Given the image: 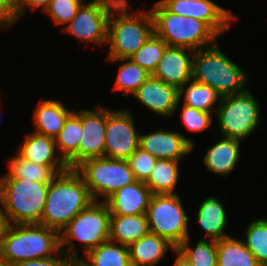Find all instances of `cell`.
I'll list each match as a JSON object with an SVG mask.
<instances>
[{"instance_id": "cell-1", "label": "cell", "mask_w": 267, "mask_h": 266, "mask_svg": "<svg viewBox=\"0 0 267 266\" xmlns=\"http://www.w3.org/2000/svg\"><path fill=\"white\" fill-rule=\"evenodd\" d=\"M93 198L74 168L56 174L49 183L40 225L61 232Z\"/></svg>"}, {"instance_id": "cell-2", "label": "cell", "mask_w": 267, "mask_h": 266, "mask_svg": "<svg viewBox=\"0 0 267 266\" xmlns=\"http://www.w3.org/2000/svg\"><path fill=\"white\" fill-rule=\"evenodd\" d=\"M60 251V233L40 224H8L0 240V259L11 265Z\"/></svg>"}, {"instance_id": "cell-3", "label": "cell", "mask_w": 267, "mask_h": 266, "mask_svg": "<svg viewBox=\"0 0 267 266\" xmlns=\"http://www.w3.org/2000/svg\"><path fill=\"white\" fill-rule=\"evenodd\" d=\"M192 79L209 85L224 97L246 91L249 78L214 44L194 52Z\"/></svg>"}, {"instance_id": "cell-4", "label": "cell", "mask_w": 267, "mask_h": 266, "mask_svg": "<svg viewBox=\"0 0 267 266\" xmlns=\"http://www.w3.org/2000/svg\"><path fill=\"white\" fill-rule=\"evenodd\" d=\"M154 33L168 46L192 51L212 46L219 37L205 22L170 12L160 1L150 10Z\"/></svg>"}, {"instance_id": "cell-5", "label": "cell", "mask_w": 267, "mask_h": 266, "mask_svg": "<svg viewBox=\"0 0 267 266\" xmlns=\"http://www.w3.org/2000/svg\"><path fill=\"white\" fill-rule=\"evenodd\" d=\"M49 183L0 179V204L8 224H39Z\"/></svg>"}, {"instance_id": "cell-6", "label": "cell", "mask_w": 267, "mask_h": 266, "mask_svg": "<svg viewBox=\"0 0 267 266\" xmlns=\"http://www.w3.org/2000/svg\"><path fill=\"white\" fill-rule=\"evenodd\" d=\"M110 219L111 214L106 203L93 201L60 232L61 250L73 260L80 259L72 239L80 242L85 255L89 250L109 240Z\"/></svg>"}, {"instance_id": "cell-7", "label": "cell", "mask_w": 267, "mask_h": 266, "mask_svg": "<svg viewBox=\"0 0 267 266\" xmlns=\"http://www.w3.org/2000/svg\"><path fill=\"white\" fill-rule=\"evenodd\" d=\"M130 12L110 13L107 32V43L110 47L108 59L130 58L154 33L151 11Z\"/></svg>"}, {"instance_id": "cell-8", "label": "cell", "mask_w": 267, "mask_h": 266, "mask_svg": "<svg viewBox=\"0 0 267 266\" xmlns=\"http://www.w3.org/2000/svg\"><path fill=\"white\" fill-rule=\"evenodd\" d=\"M84 180L94 201H105L120 188L136 181L127 160L89 158L74 168Z\"/></svg>"}, {"instance_id": "cell-9", "label": "cell", "mask_w": 267, "mask_h": 266, "mask_svg": "<svg viewBox=\"0 0 267 266\" xmlns=\"http://www.w3.org/2000/svg\"><path fill=\"white\" fill-rule=\"evenodd\" d=\"M260 103L253 94L246 91L221 97L216 115L222 137L243 140L260 123Z\"/></svg>"}, {"instance_id": "cell-10", "label": "cell", "mask_w": 267, "mask_h": 266, "mask_svg": "<svg viewBox=\"0 0 267 266\" xmlns=\"http://www.w3.org/2000/svg\"><path fill=\"white\" fill-rule=\"evenodd\" d=\"M146 215L150 233L167 239L176 248L189 237L190 219L177 193L152 195Z\"/></svg>"}, {"instance_id": "cell-11", "label": "cell", "mask_w": 267, "mask_h": 266, "mask_svg": "<svg viewBox=\"0 0 267 266\" xmlns=\"http://www.w3.org/2000/svg\"><path fill=\"white\" fill-rule=\"evenodd\" d=\"M129 110L107 109L104 157L127 160L139 147V134Z\"/></svg>"}, {"instance_id": "cell-12", "label": "cell", "mask_w": 267, "mask_h": 266, "mask_svg": "<svg viewBox=\"0 0 267 266\" xmlns=\"http://www.w3.org/2000/svg\"><path fill=\"white\" fill-rule=\"evenodd\" d=\"M170 12L205 22L218 36L236 17L212 0H159Z\"/></svg>"}, {"instance_id": "cell-13", "label": "cell", "mask_w": 267, "mask_h": 266, "mask_svg": "<svg viewBox=\"0 0 267 266\" xmlns=\"http://www.w3.org/2000/svg\"><path fill=\"white\" fill-rule=\"evenodd\" d=\"M109 16V12L101 9L92 0L80 6L63 31L85 42L107 44Z\"/></svg>"}, {"instance_id": "cell-14", "label": "cell", "mask_w": 267, "mask_h": 266, "mask_svg": "<svg viewBox=\"0 0 267 266\" xmlns=\"http://www.w3.org/2000/svg\"><path fill=\"white\" fill-rule=\"evenodd\" d=\"M139 147L157 159L180 161L194 148V142L180 132L159 130L139 134Z\"/></svg>"}, {"instance_id": "cell-15", "label": "cell", "mask_w": 267, "mask_h": 266, "mask_svg": "<svg viewBox=\"0 0 267 266\" xmlns=\"http://www.w3.org/2000/svg\"><path fill=\"white\" fill-rule=\"evenodd\" d=\"M107 108L99 106L82 110V137L79 143V164L89 158L104 156Z\"/></svg>"}, {"instance_id": "cell-16", "label": "cell", "mask_w": 267, "mask_h": 266, "mask_svg": "<svg viewBox=\"0 0 267 266\" xmlns=\"http://www.w3.org/2000/svg\"><path fill=\"white\" fill-rule=\"evenodd\" d=\"M193 57L192 50L167 46L152 76L179 89L192 79Z\"/></svg>"}, {"instance_id": "cell-17", "label": "cell", "mask_w": 267, "mask_h": 266, "mask_svg": "<svg viewBox=\"0 0 267 266\" xmlns=\"http://www.w3.org/2000/svg\"><path fill=\"white\" fill-rule=\"evenodd\" d=\"M140 103L159 116L171 117L179 106L178 89L152 75L133 94Z\"/></svg>"}, {"instance_id": "cell-18", "label": "cell", "mask_w": 267, "mask_h": 266, "mask_svg": "<svg viewBox=\"0 0 267 266\" xmlns=\"http://www.w3.org/2000/svg\"><path fill=\"white\" fill-rule=\"evenodd\" d=\"M152 195L144 182L136 180L120 188L104 202L111 215L146 214Z\"/></svg>"}, {"instance_id": "cell-19", "label": "cell", "mask_w": 267, "mask_h": 266, "mask_svg": "<svg viewBox=\"0 0 267 266\" xmlns=\"http://www.w3.org/2000/svg\"><path fill=\"white\" fill-rule=\"evenodd\" d=\"M18 148V155L23 159L43 166H67L56 153L55 139L36 132L27 134Z\"/></svg>"}, {"instance_id": "cell-20", "label": "cell", "mask_w": 267, "mask_h": 266, "mask_svg": "<svg viewBox=\"0 0 267 266\" xmlns=\"http://www.w3.org/2000/svg\"><path fill=\"white\" fill-rule=\"evenodd\" d=\"M73 111L68 110L59 99H41L33 114L35 132L55 138Z\"/></svg>"}, {"instance_id": "cell-21", "label": "cell", "mask_w": 267, "mask_h": 266, "mask_svg": "<svg viewBox=\"0 0 267 266\" xmlns=\"http://www.w3.org/2000/svg\"><path fill=\"white\" fill-rule=\"evenodd\" d=\"M82 137V110L73 111L66 119L63 128L54 138L57 153L68 168L79 165V143Z\"/></svg>"}, {"instance_id": "cell-22", "label": "cell", "mask_w": 267, "mask_h": 266, "mask_svg": "<svg viewBox=\"0 0 267 266\" xmlns=\"http://www.w3.org/2000/svg\"><path fill=\"white\" fill-rule=\"evenodd\" d=\"M168 249L174 252L176 247L167 239L149 233L129 246L131 266H155Z\"/></svg>"}, {"instance_id": "cell-23", "label": "cell", "mask_w": 267, "mask_h": 266, "mask_svg": "<svg viewBox=\"0 0 267 266\" xmlns=\"http://www.w3.org/2000/svg\"><path fill=\"white\" fill-rule=\"evenodd\" d=\"M240 142L223 137L210 147L203 158V164L208 171L223 176L231 173L240 158Z\"/></svg>"}, {"instance_id": "cell-24", "label": "cell", "mask_w": 267, "mask_h": 266, "mask_svg": "<svg viewBox=\"0 0 267 266\" xmlns=\"http://www.w3.org/2000/svg\"><path fill=\"white\" fill-rule=\"evenodd\" d=\"M150 233L146 214L111 215L109 240L130 246Z\"/></svg>"}, {"instance_id": "cell-25", "label": "cell", "mask_w": 267, "mask_h": 266, "mask_svg": "<svg viewBox=\"0 0 267 266\" xmlns=\"http://www.w3.org/2000/svg\"><path fill=\"white\" fill-rule=\"evenodd\" d=\"M214 196L207 197L200 204L197 212V220L202 230L210 237V240H221L228 237L224 230L227 226V215L223 203Z\"/></svg>"}, {"instance_id": "cell-26", "label": "cell", "mask_w": 267, "mask_h": 266, "mask_svg": "<svg viewBox=\"0 0 267 266\" xmlns=\"http://www.w3.org/2000/svg\"><path fill=\"white\" fill-rule=\"evenodd\" d=\"M9 171L0 179H26L32 182L50 183L52 178L68 169V166H43L23 159L18 154L8 162Z\"/></svg>"}, {"instance_id": "cell-27", "label": "cell", "mask_w": 267, "mask_h": 266, "mask_svg": "<svg viewBox=\"0 0 267 266\" xmlns=\"http://www.w3.org/2000/svg\"><path fill=\"white\" fill-rule=\"evenodd\" d=\"M80 261L86 266H131L129 247L107 240L89 250Z\"/></svg>"}, {"instance_id": "cell-28", "label": "cell", "mask_w": 267, "mask_h": 266, "mask_svg": "<svg viewBox=\"0 0 267 266\" xmlns=\"http://www.w3.org/2000/svg\"><path fill=\"white\" fill-rule=\"evenodd\" d=\"M217 266H261L243 240L228 236L217 241Z\"/></svg>"}, {"instance_id": "cell-29", "label": "cell", "mask_w": 267, "mask_h": 266, "mask_svg": "<svg viewBox=\"0 0 267 266\" xmlns=\"http://www.w3.org/2000/svg\"><path fill=\"white\" fill-rule=\"evenodd\" d=\"M179 161L157 159L149 178L144 182L152 194H176Z\"/></svg>"}, {"instance_id": "cell-30", "label": "cell", "mask_w": 267, "mask_h": 266, "mask_svg": "<svg viewBox=\"0 0 267 266\" xmlns=\"http://www.w3.org/2000/svg\"><path fill=\"white\" fill-rule=\"evenodd\" d=\"M187 84H189V86ZM185 86H188L186 87L187 89H185ZM183 95L184 105L209 113L216 112V108H213L214 104L217 101L219 103L221 100V96L215 89L193 79L178 89L179 101Z\"/></svg>"}, {"instance_id": "cell-31", "label": "cell", "mask_w": 267, "mask_h": 266, "mask_svg": "<svg viewBox=\"0 0 267 266\" xmlns=\"http://www.w3.org/2000/svg\"><path fill=\"white\" fill-rule=\"evenodd\" d=\"M110 62L124 61L119 67L114 89L123 91L124 95H133L137 89L152 75L141 68L131 58L108 59Z\"/></svg>"}, {"instance_id": "cell-32", "label": "cell", "mask_w": 267, "mask_h": 266, "mask_svg": "<svg viewBox=\"0 0 267 266\" xmlns=\"http://www.w3.org/2000/svg\"><path fill=\"white\" fill-rule=\"evenodd\" d=\"M176 250L185 257L191 266H217V241L199 240L194 248L190 247L189 237Z\"/></svg>"}, {"instance_id": "cell-33", "label": "cell", "mask_w": 267, "mask_h": 266, "mask_svg": "<svg viewBox=\"0 0 267 266\" xmlns=\"http://www.w3.org/2000/svg\"><path fill=\"white\" fill-rule=\"evenodd\" d=\"M245 234L246 240L243 242L248 250L261 266H267V219L253 220L248 225Z\"/></svg>"}, {"instance_id": "cell-34", "label": "cell", "mask_w": 267, "mask_h": 266, "mask_svg": "<svg viewBox=\"0 0 267 266\" xmlns=\"http://www.w3.org/2000/svg\"><path fill=\"white\" fill-rule=\"evenodd\" d=\"M167 46L163 39L153 33L130 58L141 68L153 74Z\"/></svg>"}, {"instance_id": "cell-35", "label": "cell", "mask_w": 267, "mask_h": 266, "mask_svg": "<svg viewBox=\"0 0 267 266\" xmlns=\"http://www.w3.org/2000/svg\"><path fill=\"white\" fill-rule=\"evenodd\" d=\"M83 0H51L44 13L58 25L68 24L77 14Z\"/></svg>"}, {"instance_id": "cell-36", "label": "cell", "mask_w": 267, "mask_h": 266, "mask_svg": "<svg viewBox=\"0 0 267 266\" xmlns=\"http://www.w3.org/2000/svg\"><path fill=\"white\" fill-rule=\"evenodd\" d=\"M157 158L153 157L147 151L138 147L127 159L130 169L133 171L137 181L145 182L155 165Z\"/></svg>"}, {"instance_id": "cell-37", "label": "cell", "mask_w": 267, "mask_h": 266, "mask_svg": "<svg viewBox=\"0 0 267 266\" xmlns=\"http://www.w3.org/2000/svg\"><path fill=\"white\" fill-rule=\"evenodd\" d=\"M212 114L197 110L183 104L181 119L187 130L190 132H203L212 125Z\"/></svg>"}, {"instance_id": "cell-38", "label": "cell", "mask_w": 267, "mask_h": 266, "mask_svg": "<svg viewBox=\"0 0 267 266\" xmlns=\"http://www.w3.org/2000/svg\"><path fill=\"white\" fill-rule=\"evenodd\" d=\"M58 256L54 255L44 259L26 260L14 266H69L73 261V259L67 256L62 250L59 252Z\"/></svg>"}, {"instance_id": "cell-39", "label": "cell", "mask_w": 267, "mask_h": 266, "mask_svg": "<svg viewBox=\"0 0 267 266\" xmlns=\"http://www.w3.org/2000/svg\"><path fill=\"white\" fill-rule=\"evenodd\" d=\"M101 9L109 13L128 12V0H93Z\"/></svg>"}, {"instance_id": "cell-40", "label": "cell", "mask_w": 267, "mask_h": 266, "mask_svg": "<svg viewBox=\"0 0 267 266\" xmlns=\"http://www.w3.org/2000/svg\"><path fill=\"white\" fill-rule=\"evenodd\" d=\"M50 1L51 0H22L20 6V17L25 14V10L27 9L26 7H29L33 10H36L40 7L43 10L42 12H44Z\"/></svg>"}, {"instance_id": "cell-41", "label": "cell", "mask_w": 267, "mask_h": 266, "mask_svg": "<svg viewBox=\"0 0 267 266\" xmlns=\"http://www.w3.org/2000/svg\"><path fill=\"white\" fill-rule=\"evenodd\" d=\"M16 21L14 15L0 0V28H10Z\"/></svg>"}, {"instance_id": "cell-42", "label": "cell", "mask_w": 267, "mask_h": 266, "mask_svg": "<svg viewBox=\"0 0 267 266\" xmlns=\"http://www.w3.org/2000/svg\"><path fill=\"white\" fill-rule=\"evenodd\" d=\"M22 0H1L5 7L14 15L16 21L20 18V6Z\"/></svg>"}, {"instance_id": "cell-43", "label": "cell", "mask_w": 267, "mask_h": 266, "mask_svg": "<svg viewBox=\"0 0 267 266\" xmlns=\"http://www.w3.org/2000/svg\"><path fill=\"white\" fill-rule=\"evenodd\" d=\"M7 226H8V223H7L5 214L2 210V207H0V240L5 233Z\"/></svg>"}, {"instance_id": "cell-44", "label": "cell", "mask_w": 267, "mask_h": 266, "mask_svg": "<svg viewBox=\"0 0 267 266\" xmlns=\"http://www.w3.org/2000/svg\"><path fill=\"white\" fill-rule=\"evenodd\" d=\"M174 253H176L177 257L173 266H191L190 262L185 257H183L177 250H175Z\"/></svg>"}, {"instance_id": "cell-45", "label": "cell", "mask_w": 267, "mask_h": 266, "mask_svg": "<svg viewBox=\"0 0 267 266\" xmlns=\"http://www.w3.org/2000/svg\"><path fill=\"white\" fill-rule=\"evenodd\" d=\"M69 266H86V265H84V264L80 261V259H76V260H73V261L70 263Z\"/></svg>"}, {"instance_id": "cell-46", "label": "cell", "mask_w": 267, "mask_h": 266, "mask_svg": "<svg viewBox=\"0 0 267 266\" xmlns=\"http://www.w3.org/2000/svg\"><path fill=\"white\" fill-rule=\"evenodd\" d=\"M0 266H14V265H11L10 263L5 262V261H2V260L0 259Z\"/></svg>"}]
</instances>
